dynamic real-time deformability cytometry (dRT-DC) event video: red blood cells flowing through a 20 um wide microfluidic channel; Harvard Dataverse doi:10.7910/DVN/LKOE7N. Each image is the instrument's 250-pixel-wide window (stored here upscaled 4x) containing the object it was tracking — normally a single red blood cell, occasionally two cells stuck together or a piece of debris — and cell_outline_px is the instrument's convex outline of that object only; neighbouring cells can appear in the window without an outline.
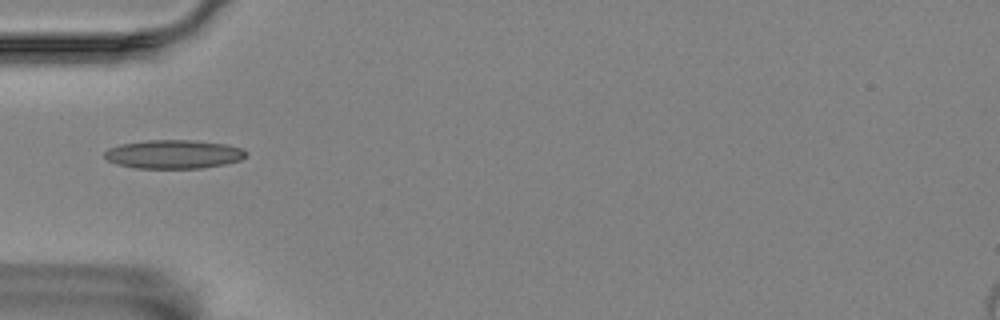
{"species": "Egyptian fruit bat (a non-hibernating species)", "species_latin": "Rousettus aegyptiacus", "temperature_condition": "room temperature", "stored_images_in_passage": 13, "camera_frame_rate_fps": 3000, "um_per_image_px": 0.085, "animal": {"sex": "female"}, "frame": {"image": 1, "passage_image": 1, "time_ms": 0.0, "image_size_px": [1000, 320], "cell_outline_px": [[248, 152], [240, 160], [224, 164], [204, 168], [136, 168], [116, 164], [108, 160], [104, 156], [104, 152], [108, 148], [120, 144], [148, 140], [192, 140], [224, 144], [240, 148]], "centroid_in_image_um": [14.72, 13.11], "position_along_channel_um": 70.3, "area_um2": 23.58}}
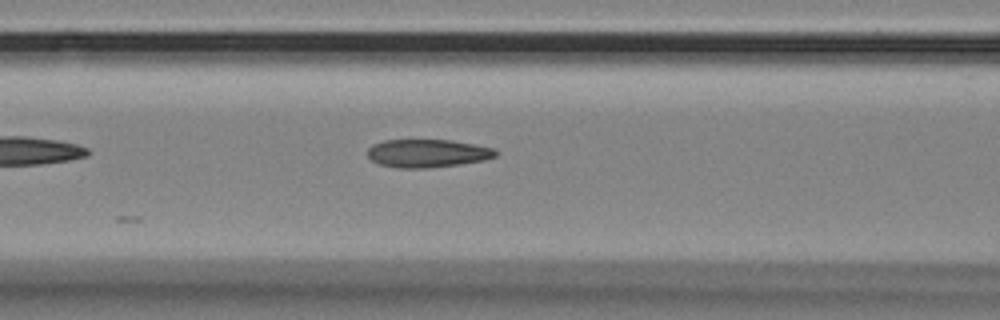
{"frame": {"image": 2, "passage_image": 6, "time_ms": 1.667, "image_size_px": [1000, 320], "cell_outline_px": [[496, 156], [484, 160], [460, 164], [424, 168], [400, 168], [380, 164], [372, 160], [368, 156], [368, 148], [372, 144], [384, 140], [452, 140], [496, 148]], "centroid_in_image_um": [36.34, 13.02], "position_along_channel_um": 130.3, "area_um2": 20.92}}
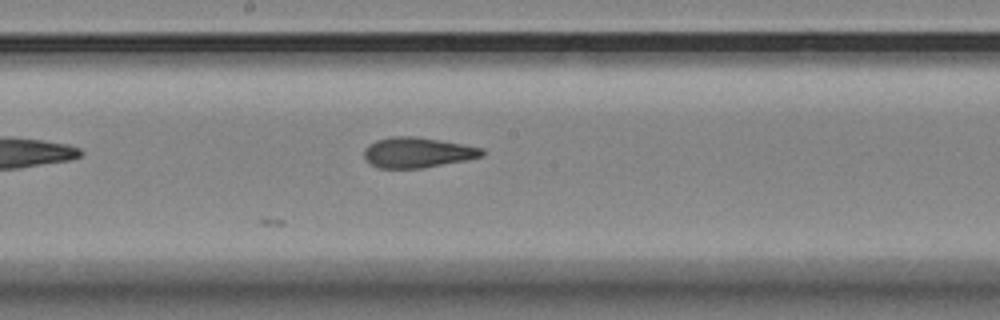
{"frame": {"image": 3, "passage_image": 13, "time_ms": 4.0, "image_size_px": [1000, 320], "cell_outline_px": [[484, 156], [468, 160], [424, 168], [380, 168], [368, 164], [364, 160], [364, 148], [368, 144], [376, 140], [388, 136], [416, 136], [440, 140], [484, 148]], "centroid_in_image_um": [35.46, 12.96], "position_along_channel_um": 212.7, "area_um2": 21.27}}